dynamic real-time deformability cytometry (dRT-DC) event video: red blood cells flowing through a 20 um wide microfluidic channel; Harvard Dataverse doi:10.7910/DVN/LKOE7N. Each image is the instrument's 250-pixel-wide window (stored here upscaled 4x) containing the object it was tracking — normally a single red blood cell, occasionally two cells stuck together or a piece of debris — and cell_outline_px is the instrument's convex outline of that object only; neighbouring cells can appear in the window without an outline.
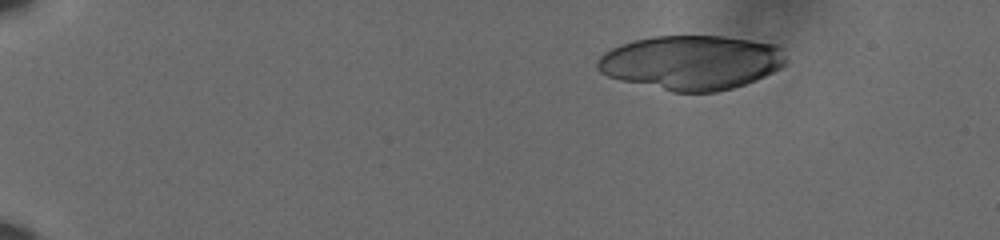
{"species": "human", "species_latin": "Homo sapiens", "temperature_condition": "cold", "stored_images_in_passage": 30, "camera_frame_rate_fps": 3000, "um_per_image_px": 0.085, "donor": {"sex": "male"}, "frame": {"image": 1, "passage_image": 1, "time_ms": 0.0, "image_size_px": [1000, 240], "cell_outline_px": [[784, 64], [780, 68], [756, 80], [732, 88], [716, 92], [672, 92], [620, 80], [608, 76], [600, 72], [596, 68], [596, 60], [604, 52], [620, 44], [652, 36], [724, 36], [776, 44], [780, 48], [784, 56]], "centroid_in_image_um": [58.73, 5.31], "position_along_channel_um": 26.3, "area_um2": 59.71}}
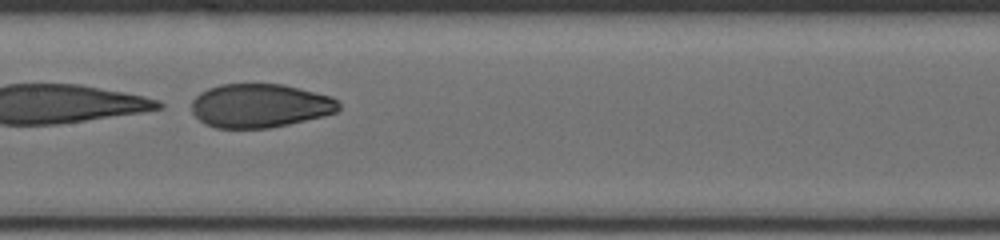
{"frame": {"image": 2, "passage_image": 25, "time_ms": 8.0, "image_size_px": [1000, 240], "cell_outline_px": [[340, 108], [336, 112], [324, 116], [288, 124], [268, 128], [216, 128], [204, 124], [192, 112], [192, 100], [200, 92], [208, 88], [220, 84], [284, 84], [332, 96], [340, 104]], "centroid_in_image_um": [22.09, 8.98], "position_along_channel_um": 185.3, "area_um2": 37.69}}